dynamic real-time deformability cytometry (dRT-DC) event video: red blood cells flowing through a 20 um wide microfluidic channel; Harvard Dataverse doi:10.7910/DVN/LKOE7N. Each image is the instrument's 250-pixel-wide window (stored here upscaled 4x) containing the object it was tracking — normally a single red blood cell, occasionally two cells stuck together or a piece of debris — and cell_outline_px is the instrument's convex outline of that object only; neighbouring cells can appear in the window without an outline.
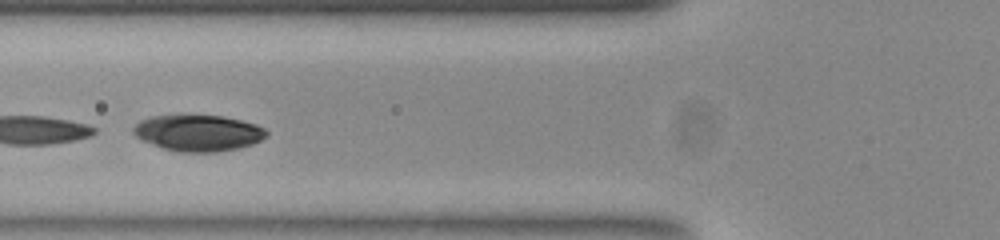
{"species": "common noctule bat (a hibernating species)", "species_latin": "Nyctalus noctula", "temperature_condition": "room temperature", "stored_images_in_passage": 16, "camera_frame_rate_fps": 3000, "um_per_image_px": 0.085, "animal": {"sex": "female", "body_mass_g": 23.0, "forearm_length_mm": 53.4}, "frame": {"image": 1, "passage_image": 10, "time_ms": 3.0, "image_size_px": [1000, 240], "cell_outline_px": [[268, 136], [252, 144], [240, 148], [216, 152], [176, 152], [140, 140], [132, 132], [132, 128], [140, 120], [152, 116], [224, 116], [256, 124], [264, 128], [268, 132]], "centroid_in_image_um": [16.85, 11.31], "position_along_channel_um": 108.9, "area_um2": 28.09}}